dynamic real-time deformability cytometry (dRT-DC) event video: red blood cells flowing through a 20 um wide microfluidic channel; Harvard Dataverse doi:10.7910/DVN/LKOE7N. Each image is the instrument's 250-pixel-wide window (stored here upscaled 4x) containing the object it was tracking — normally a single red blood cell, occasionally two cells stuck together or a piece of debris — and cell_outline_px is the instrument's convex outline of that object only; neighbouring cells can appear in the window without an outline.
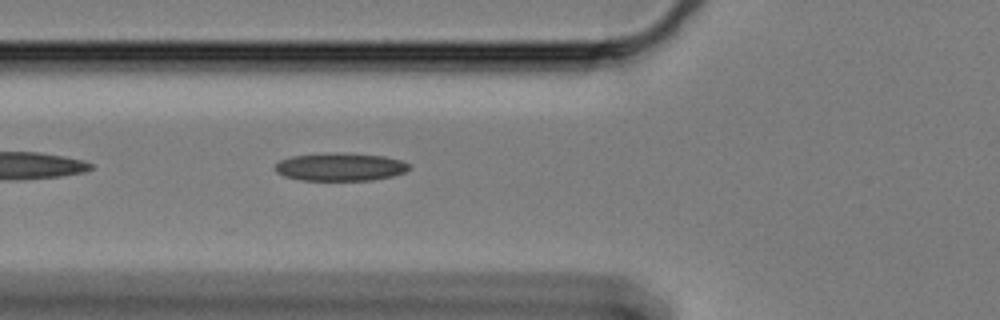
{"species": "Egyptian fruit bat (a non-hibernating species)", "species_latin": "Rousettus aegyptiacus", "temperature_condition": "cold", "stored_images_in_passage": 20, "camera_frame_rate_fps": 3000, "um_per_image_px": 0.085, "animal": {"sex": "female"}, "frame": {"image": 1, "passage_image": 6, "time_ms": 1.667, "image_size_px": [1000, 320], "cell_outline_px": [[412, 168], [404, 172], [392, 176], [372, 180], [300, 180], [284, 176], [276, 172], [276, 164], [280, 160], [292, 156], [324, 152], [336, 152], [384, 156], [400, 160], [412, 164]], "centroid_in_image_um": [28.94, 14.18], "position_along_channel_um": 96.9, "area_um2": 22.02}}
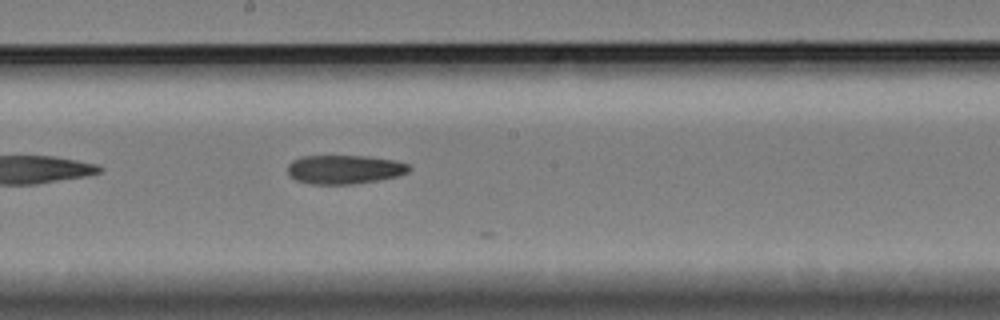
{"frame": {"image": 2, "passage_image": 17, "time_ms": 5.333, "image_size_px": [1000, 320], "cell_outline_px": [[412, 168], [408, 172], [396, 176], [376, 180], [352, 184], [308, 184], [296, 180], [288, 172], [288, 164], [292, 160], [300, 156], [368, 156], [396, 160], [408, 164]], "centroid_in_image_um": [29.27, 14.39], "position_along_channel_um": 218.9, "area_um2": 20.46}}